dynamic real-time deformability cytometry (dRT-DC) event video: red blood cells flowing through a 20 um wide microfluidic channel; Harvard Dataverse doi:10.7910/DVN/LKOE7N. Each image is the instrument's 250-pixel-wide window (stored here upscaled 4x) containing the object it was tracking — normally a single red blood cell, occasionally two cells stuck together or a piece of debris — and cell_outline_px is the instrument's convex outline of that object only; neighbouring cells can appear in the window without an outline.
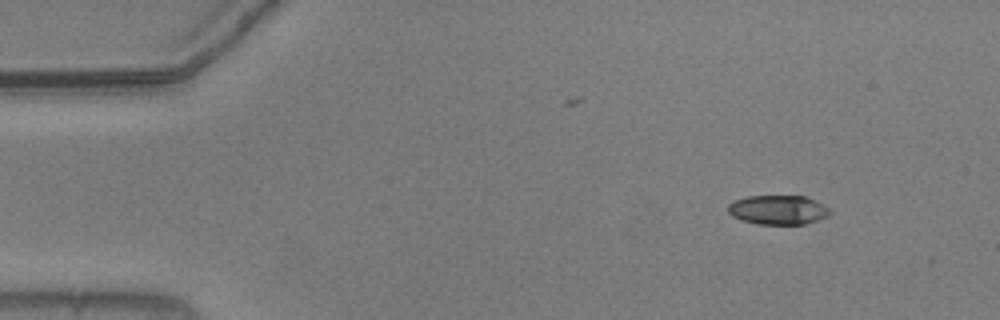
{"species": "common noctule bat (a hibernating species)", "species_latin": "Nyctalus noctula", "temperature_condition": "warm", "stored_images_in_passage": 12, "camera_frame_rate_fps": 3000, "um_per_image_px": 0.085, "animal": {"sex": "male", "body_mass_g": 20.5, "forearm_length_mm": 52.5}, "frame": {"image": 1, "passage_image": 1, "time_ms": 0.0, "image_size_px": [1000, 320], "cell_outline_px": [[832, 212], [828, 216], [804, 224], [756, 224], [740, 220], [732, 216], [728, 212], [728, 204], [736, 200], [748, 196], [804, 196], [828, 208]], "centroid_in_image_um": [66.09, 17.85], "position_along_channel_um": 18.9, "area_um2": 17.22}}
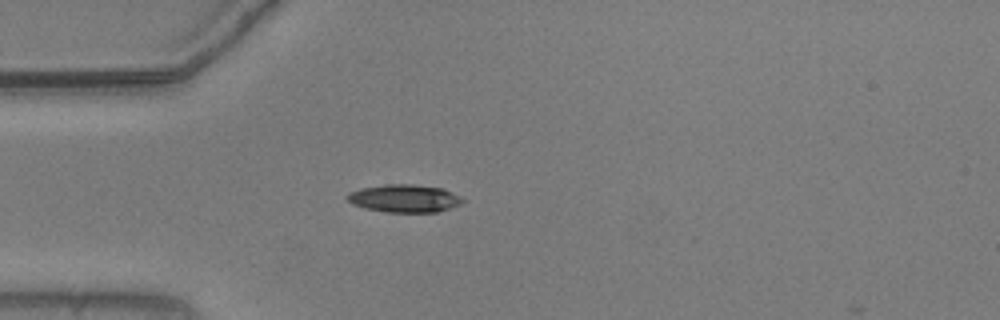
{"frame": {"image": 2, "passage_image": 10, "time_ms": 3.0, "image_size_px": [1000, 320], "cell_outline_px": [[464, 200], [460, 204], [436, 212], [388, 212], [364, 208], [352, 204], [344, 196], [348, 192], [360, 188], [384, 184], [412, 184], [444, 188], [460, 196]], "centroid_in_image_um": [34.33, 16.85], "position_along_channel_um": 50.7, "area_um2": 18.79}}